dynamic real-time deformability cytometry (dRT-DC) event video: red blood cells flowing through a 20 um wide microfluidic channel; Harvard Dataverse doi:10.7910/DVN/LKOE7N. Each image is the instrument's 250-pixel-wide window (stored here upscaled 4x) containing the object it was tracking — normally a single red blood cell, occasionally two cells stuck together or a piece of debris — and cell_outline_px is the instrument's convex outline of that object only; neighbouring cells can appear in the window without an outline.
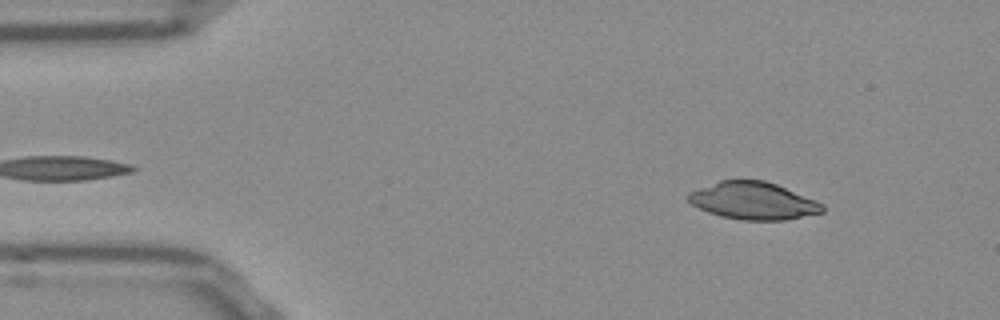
{"species": "Egyptian fruit bat (a non-hibernating species)", "species_latin": "Rousettus aegyptiacus", "temperature_condition": "room temperature", "stored_images_in_passage": 51, "camera_frame_rate_fps": 3000, "um_per_image_px": 0.085, "frame": {"image": 1, "passage_image": 5, "time_ms": 1.333, "image_size_px": [1000, 320], "cell_outline_px": [[824, 212], [784, 220], [744, 220], [720, 216], [708, 212], [692, 204], [688, 200], [688, 192], [720, 180], [764, 180], [776, 184], [816, 200], [824, 204]], "centroid_in_image_um": [64.04, 17.06], "position_along_channel_um": 21.0, "area_um2": 29.07}}
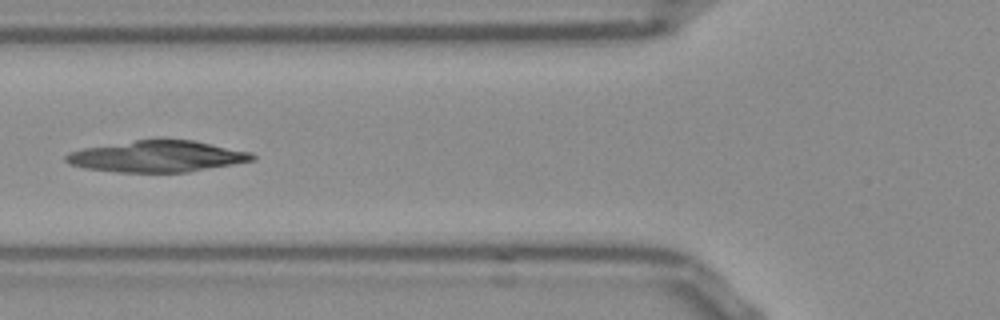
{"frame": {"image": 2, "passage_image": 18, "time_ms": 5.667, "image_size_px": [1000, 320], "cell_outline_px": [[256, 156], [252, 160], [232, 164], [188, 172], [116, 172], [84, 168], [68, 164], [64, 160], [64, 156], [68, 152], [84, 148], [136, 140], [192, 140], [252, 152]], "centroid_in_image_um": [13.31, 13.3], "position_along_channel_um": 112.5, "area_um2": 33.76}}
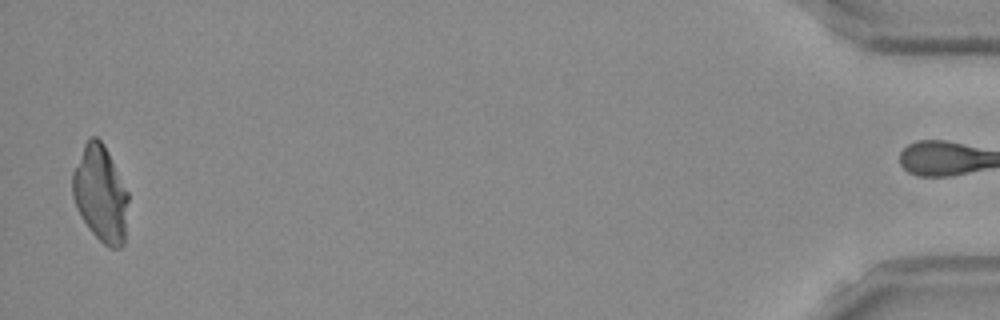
{"frame": {"image": 3, "passage_image": 50, "time_ms": 16.333, "image_size_px": [1000, 320], "cell_outline_px": [[128, 200], [124, 244], [120, 248], [108, 248], [88, 228], [80, 216], [76, 208], [72, 196], [72, 172], [84, 144], [92, 136], [96, 136], [104, 144], [128, 192]], "centroid_in_image_um": [8.53, 16.49], "position_along_channel_um": 426.7, "area_um2": 31.27}}